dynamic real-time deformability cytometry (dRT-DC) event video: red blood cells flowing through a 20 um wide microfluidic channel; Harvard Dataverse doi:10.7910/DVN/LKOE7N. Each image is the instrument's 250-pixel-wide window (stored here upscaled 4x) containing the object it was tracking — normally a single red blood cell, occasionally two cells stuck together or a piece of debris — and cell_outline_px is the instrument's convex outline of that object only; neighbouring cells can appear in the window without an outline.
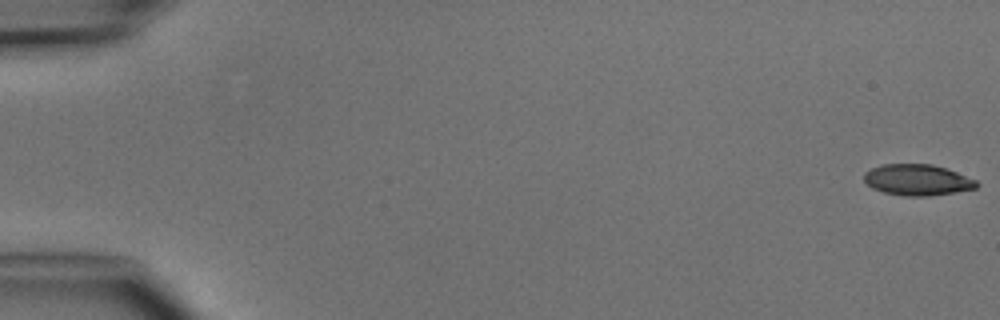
{"species": "common noctule bat (a hibernating species)", "species_latin": "Nyctalus noctula", "temperature_condition": "cold", "stored_images_in_passage": 5, "camera_frame_rate_fps": 3000, "um_per_image_px": 0.085, "animal": {"sex": "male", "body_mass_g": 15.6}, "frame": {"image": 1, "passage_image": 1, "time_ms": 0.0, "image_size_px": [1000, 320], "cell_outline_px": [[980, 184], [976, 188], [956, 192], [928, 196], [904, 196], [884, 192], [872, 188], [864, 180], [864, 172], [880, 164], [932, 164], [956, 172], [976, 180]], "centroid_in_image_um": [77.97, 15.29], "position_along_channel_um": 7.0, "area_um2": 20.35}}
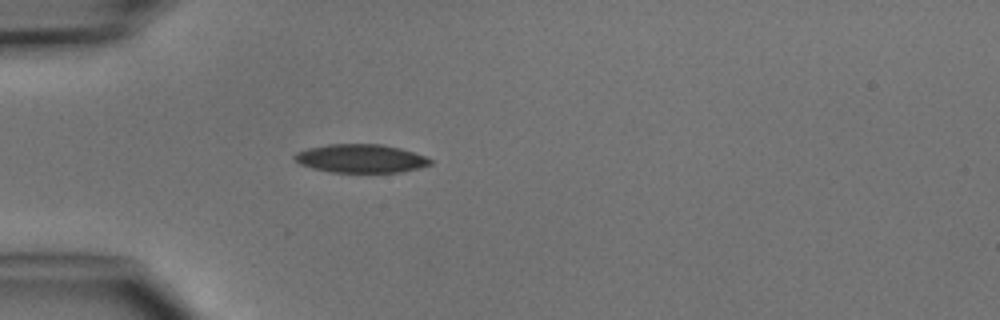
{"frame": {"image": 2, "passage_image": 5, "time_ms": 4.667, "image_size_px": [1000, 320], "cell_outline_px": [[432, 164], [420, 168], [400, 172], [328, 172], [312, 168], [300, 164], [292, 156], [296, 152], [308, 148], [328, 144], [380, 144], [400, 148], [424, 156], [432, 160]], "centroid_in_image_um": [30.65, 13.47], "position_along_channel_um": 54.4, "area_um2": 22.48}}